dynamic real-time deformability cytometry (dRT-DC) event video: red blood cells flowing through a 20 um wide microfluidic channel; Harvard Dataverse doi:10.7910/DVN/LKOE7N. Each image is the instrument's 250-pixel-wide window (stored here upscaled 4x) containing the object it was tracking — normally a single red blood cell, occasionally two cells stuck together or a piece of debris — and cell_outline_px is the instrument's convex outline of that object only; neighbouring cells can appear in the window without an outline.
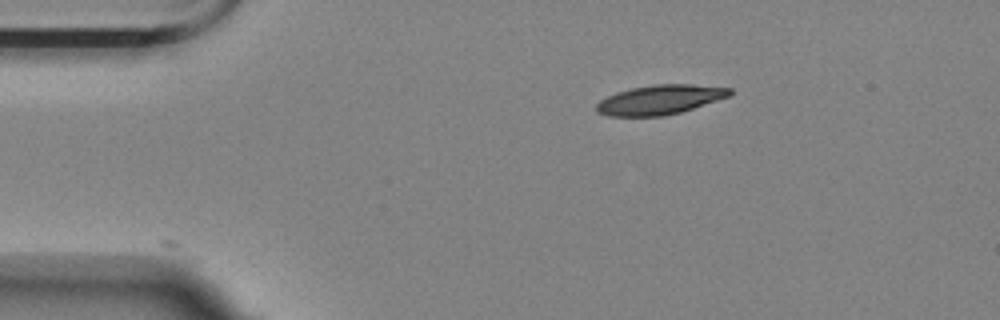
{"species": "Egyptian fruit bat (a non-hibernating species)", "species_latin": "Rousettus aegyptiacus", "temperature_condition": "room temperature", "stored_images_in_passage": 2, "camera_frame_rate_fps": 3000, "um_per_image_px": 0.085, "animal": {"sex": "female"}, "frame": {"image": 1, "passage_image": 1, "time_ms": 0.0, "image_size_px": [1000, 320], "cell_outline_px": [[732, 92], [728, 96], [680, 112], [664, 116], [608, 116], [596, 112], [596, 104], [600, 100], [616, 92], [632, 88], [656, 84], [692, 84], [732, 88]], "centroid_in_image_um": [56.05, 8.47], "position_along_channel_um": 28.9, "area_um2": 22.72}}